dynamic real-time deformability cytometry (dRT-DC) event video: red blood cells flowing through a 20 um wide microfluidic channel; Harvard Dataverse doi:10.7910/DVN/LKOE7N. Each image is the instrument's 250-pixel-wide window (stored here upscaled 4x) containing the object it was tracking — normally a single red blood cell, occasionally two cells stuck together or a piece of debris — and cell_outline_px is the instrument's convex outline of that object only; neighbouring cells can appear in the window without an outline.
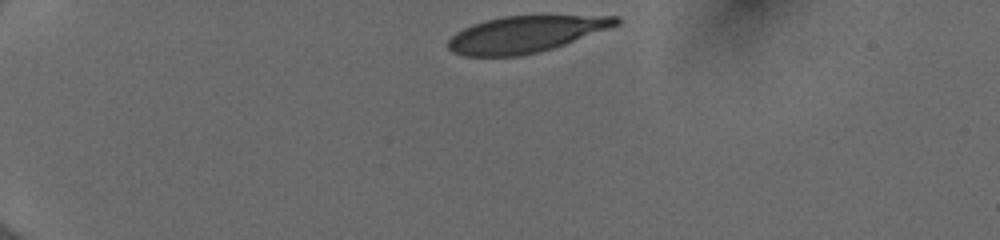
{"species": "human", "species_latin": "Homo sapiens", "temperature_condition": "cold", "stored_images_in_passage": 37, "camera_frame_rate_fps": 3000, "um_per_image_px": 0.085, "donor": {"sex": "female"}, "frame": {"image": 1, "passage_image": 1, "time_ms": 0.0, "image_size_px": [1000, 240], "cell_outline_px": [[620, 24], [564, 44], [552, 48], [536, 52], [516, 56], [464, 56], [452, 52], [448, 48], [448, 40], [456, 32], [472, 24], [484, 20], [504, 16], [616, 16], [620, 20]], "centroid_in_image_um": [44.61, 2.91], "position_along_channel_um": 40.4, "area_um2": 35.2}}
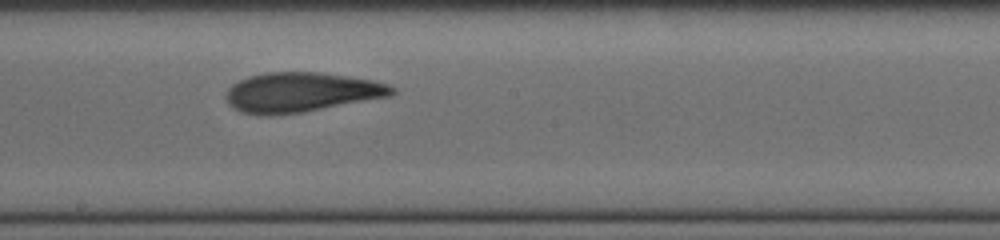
{"frame": {"image": 2, "passage_image": 20, "time_ms": 6.333, "image_size_px": [1000, 240], "cell_outline_px": [[396, 92], [392, 96], [304, 112], [244, 112], [228, 104], [228, 88], [232, 84], [248, 76], [264, 72], [320, 72], [372, 80], [388, 84], [396, 88]], "centroid_in_image_um": [25.71, 7.8], "position_along_channel_um": 222.5, "area_um2": 37.45}}
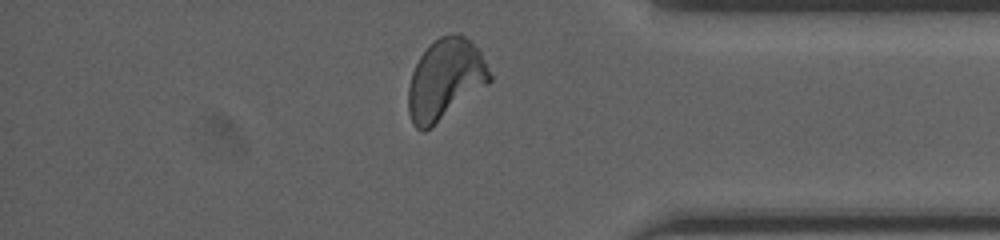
{"frame": {"image": 3, "passage_image": 34, "time_ms": 11.0, "image_size_px": [1000, 240], "cell_outline_px": [[492, 80], [488, 84], [432, 128], [424, 132], [416, 128], [412, 124], [408, 112], [408, 88], [412, 72], [420, 56], [440, 36], [460, 32], [480, 52], [492, 76]], "centroid_in_image_um": [37.83, 6.8], "position_along_channel_um": 397.4, "area_um2": 38.15}, "authors_computed_cell_mechanics": {"area_um2": 38.0902, "velocity_mm_per_s": 3.9806, "shape_relaxation_time_tau1_ms": 5.042, "shape_relaxation_time_tau2_ms": 1.7454, "deformation_change_tau1": 0.1704, "deformation_change_tau2": 0.0941}}